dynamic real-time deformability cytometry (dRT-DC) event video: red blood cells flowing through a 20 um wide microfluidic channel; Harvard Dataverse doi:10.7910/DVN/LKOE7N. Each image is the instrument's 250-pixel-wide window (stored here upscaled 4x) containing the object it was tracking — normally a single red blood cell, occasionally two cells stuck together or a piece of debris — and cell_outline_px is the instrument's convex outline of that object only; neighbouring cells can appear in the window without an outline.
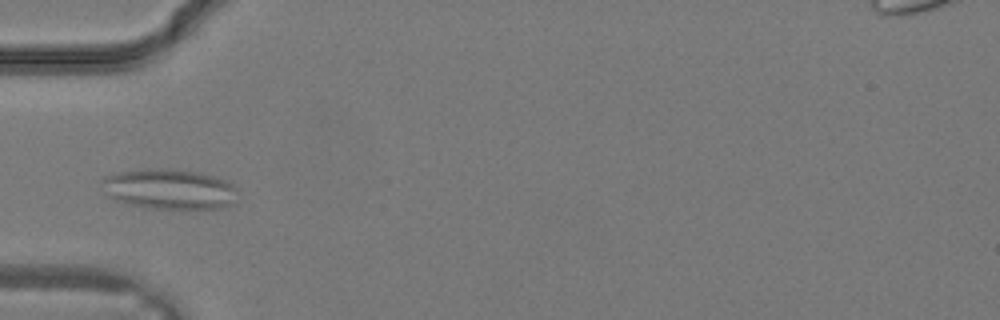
{"species": "common noctule bat (a hibernating species)", "species_latin": "Nyctalus noctula", "temperature_condition": "warm", "stored_images_in_passage": 31, "camera_frame_rate_fps": 3000, "um_per_image_px": 0.085, "animal": {"sex": "male", "body_mass_g": 19.2, "forearm_length_mm": 51.8}, "frame": {"image": 1, "passage_image": 10, "time_ms": 3.0, "image_size_px": [1000, 320], "cell_outline_px": [[236, 204], [220, 208], [152, 208], [132, 204], [116, 200], [108, 196], [100, 180], [104, 176], [120, 172], [144, 168], [168, 168], [200, 172], [228, 180], [236, 188]], "centroid_in_image_um": [14.43, 16.05], "position_along_channel_um": 70.6, "area_um2": 32.02}}
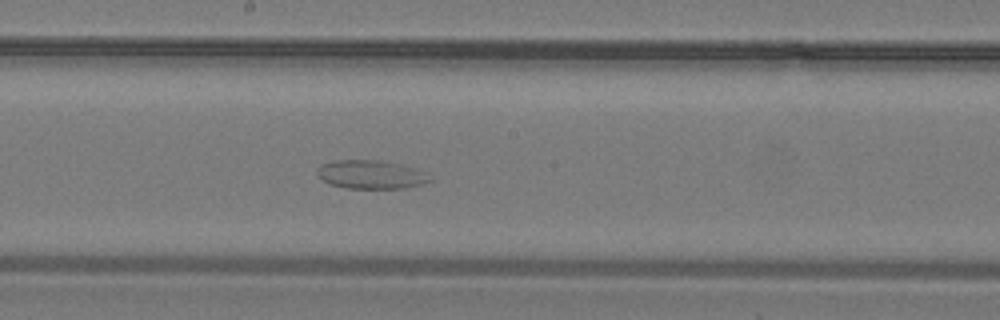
{"frame": {"image": 2, "passage_image": 17, "time_ms": 5.333, "image_size_px": [1000, 320], "cell_outline_px": [[432, 180], [408, 188], [348, 188], [328, 184], [320, 180], [316, 176], [316, 168], [320, 164], [336, 160], [384, 160], [400, 164], [424, 172]], "centroid_in_image_um": [31.43, 14.83], "position_along_channel_um": 216.8, "area_um2": 18.9}}
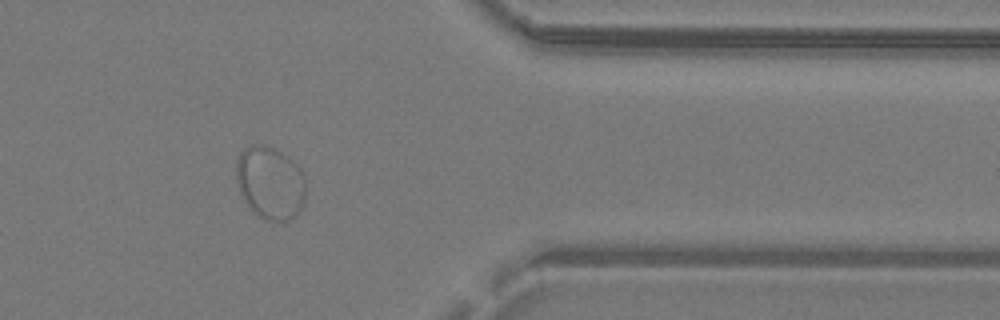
{"frame": {"image": 3, "passage_image": 26, "time_ms": 8.333, "image_size_px": [1000, 320], "cell_outline_px": [[304, 204], [300, 212], [296, 216], [288, 220], [268, 220], [260, 216], [244, 200], [240, 192], [236, 180], [236, 160], [240, 152], [244, 148], [252, 144], [264, 144], [288, 156], [300, 168], [304, 176]], "centroid_in_image_um": [22.96, 15.51], "position_along_channel_um": 388.4, "area_um2": 29.48}}